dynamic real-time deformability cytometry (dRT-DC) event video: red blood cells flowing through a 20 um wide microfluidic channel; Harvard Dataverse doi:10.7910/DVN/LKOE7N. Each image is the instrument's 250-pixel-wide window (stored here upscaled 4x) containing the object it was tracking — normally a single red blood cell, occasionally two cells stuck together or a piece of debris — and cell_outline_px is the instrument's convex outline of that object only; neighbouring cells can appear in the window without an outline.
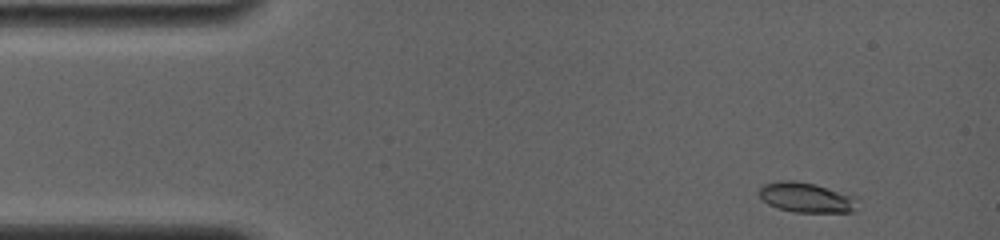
{"species": "common noctule bat (a hibernating species)", "species_latin": "Nyctalus noctula", "temperature_condition": "room temperature", "stored_images_in_passage": 13, "camera_frame_rate_fps": 4000, "um_per_image_px": 0.085, "animal": {"sex": "female", "body_mass_g": 19.0, "forearm_length_mm": 56.7}, "frame": {"image": 1, "passage_image": 1, "time_ms": 0.0, "image_size_px": [1000, 240], "cell_outline_px": [[860, 200], [852, 212], [796, 212], [776, 208], [768, 204], [756, 192], [764, 184], [780, 180], [792, 180], [816, 184], [856, 196]], "centroid_in_image_um": [68.55, 16.78], "position_along_channel_um": 16.5, "area_um2": 17.4}}
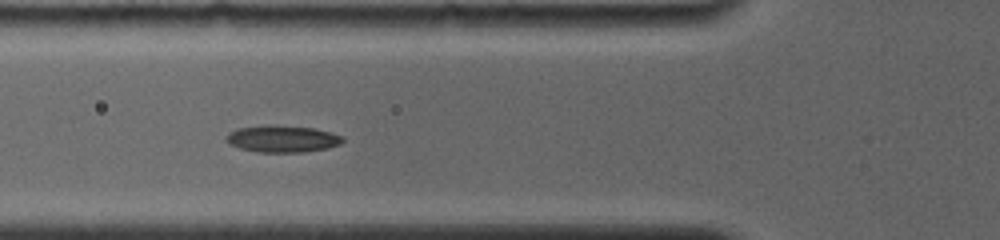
{"frame": {"image": 2, "passage_image": 11, "time_ms": 4.5, "image_size_px": [1000, 240], "cell_outline_px": [[344, 140], [340, 144], [328, 148], [304, 152], [256, 152], [240, 148], [228, 144], [228, 136], [236, 128], [268, 124], [276, 124], [312, 128], [344, 136]], "centroid_in_image_um": [24.02, 11.79], "position_along_channel_um": 101.8, "area_um2": 18.26}}
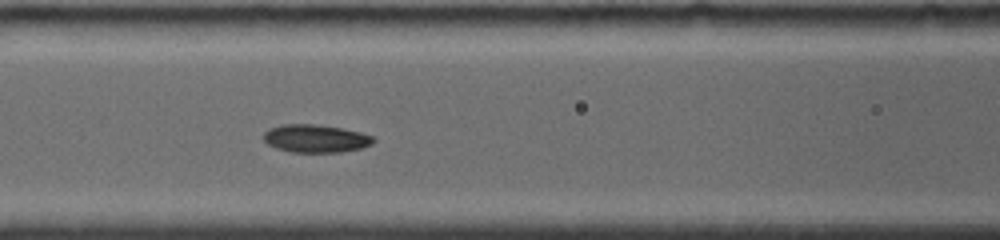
{"frame": {"image": 3, "passage_image": 13, "time_ms": 5.5, "image_size_px": [1000, 240], "cell_outline_px": [[376, 140], [372, 144], [360, 148], [340, 152], [292, 152], [276, 148], [268, 144], [264, 140], [264, 132], [268, 128], [280, 124], [316, 124], [340, 128], [360, 132], [372, 136]], "centroid_in_image_um": [26.8, 11.76], "position_along_channel_um": 139.8, "area_um2": 17.86}}